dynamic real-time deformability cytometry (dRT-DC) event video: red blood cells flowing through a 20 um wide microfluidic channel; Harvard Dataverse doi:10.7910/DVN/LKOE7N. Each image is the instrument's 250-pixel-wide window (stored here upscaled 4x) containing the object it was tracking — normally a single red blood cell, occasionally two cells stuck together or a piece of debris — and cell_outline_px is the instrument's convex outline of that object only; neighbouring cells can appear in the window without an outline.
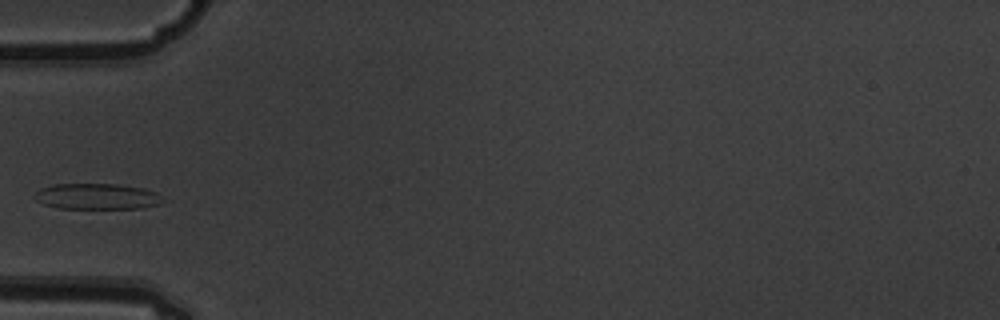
{"species": "common noctule bat (a hibernating species)", "species_latin": "Nyctalus noctula", "temperature_condition": "warm", "stored_images_in_passage": 2, "camera_frame_rate_fps": 3000, "um_per_image_px": 0.085, "animal": {"sex": "male", "body_mass_g": 19.5, "forearm_length_mm": 54.6}, "frame": {"image": 1, "passage_image": 2, "time_ms": 0.333, "image_size_px": [1000, 320], "cell_outline_px": [[168, 200], [160, 204], [144, 208], [60, 208], [44, 204], [36, 200], [32, 196], [40, 188], [56, 184], [116, 184], [144, 188], [156, 192]], "centroid_in_image_um": [8.3, 16.69], "position_along_channel_um": 76.7, "area_um2": 19.48}}